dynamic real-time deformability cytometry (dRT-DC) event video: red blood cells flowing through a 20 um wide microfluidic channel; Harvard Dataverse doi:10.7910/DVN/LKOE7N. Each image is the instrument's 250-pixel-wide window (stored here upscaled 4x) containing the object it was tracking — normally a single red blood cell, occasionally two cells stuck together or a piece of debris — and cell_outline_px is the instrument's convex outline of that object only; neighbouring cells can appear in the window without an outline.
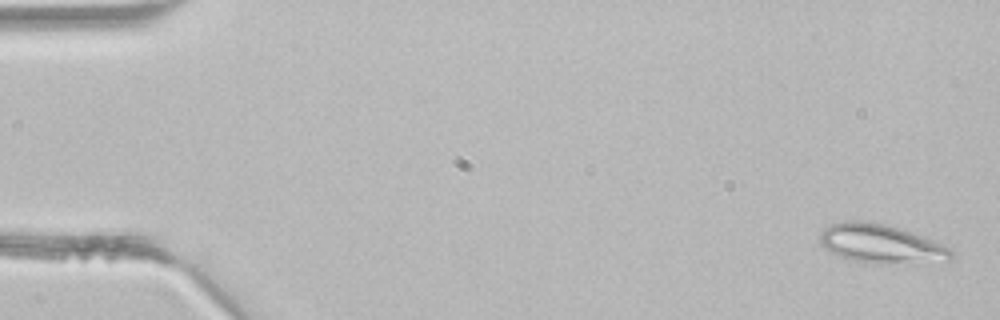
{"species": "common noctule bat (a hibernating species)", "species_latin": "Nyctalus noctula", "temperature_condition": "room temperature", "stored_images_in_passage": 4, "camera_frame_rate_fps": 3000, "um_per_image_px": 0.085, "animal": {"sex": "male", "body_mass_g": 21.5, "forearm_length_mm": 52.0}, "frame": {"image": 1, "passage_image": 1, "time_ms": 0.0, "image_size_px": [1000, 320], "cell_outline_px": [[952, 256], [948, 260], [880, 264], [872, 264], [852, 260], [840, 256], [824, 248], [820, 244], [820, 232], [824, 228], [832, 224], [844, 220], [856, 220], [884, 224], [932, 240], [952, 248]], "centroid_in_image_um": [74.82, 20.72], "position_along_channel_um": 10.2, "area_um2": 29.25}}